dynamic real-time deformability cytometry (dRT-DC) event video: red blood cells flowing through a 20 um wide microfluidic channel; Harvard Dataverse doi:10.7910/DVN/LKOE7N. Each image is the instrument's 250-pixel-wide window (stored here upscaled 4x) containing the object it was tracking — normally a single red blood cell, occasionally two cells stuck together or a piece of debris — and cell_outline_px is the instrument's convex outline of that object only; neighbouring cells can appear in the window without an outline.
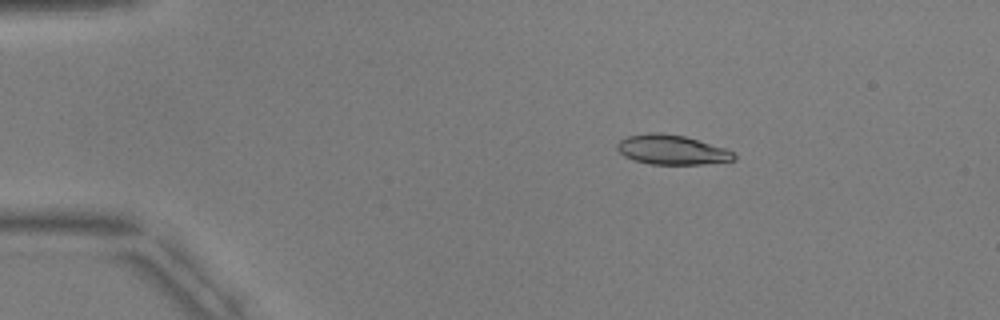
{"species": "common noctule bat (a hibernating species)", "species_latin": "Nyctalus noctula", "temperature_condition": "warm", "stored_images_in_passage": 55, "camera_frame_rate_fps": 3000, "um_per_image_px": 0.085, "animal": {"sex": "male", "body_mass_g": 17.9, "forearm_length_mm": 54.2}, "frame": {"image": 1, "passage_image": 10, "time_ms": 3.0, "image_size_px": [1000, 320], "cell_outline_px": [[736, 160], [704, 164], [648, 164], [624, 156], [616, 148], [616, 144], [620, 140], [628, 136], [648, 132], [660, 132], [684, 136], [724, 148], [736, 152]], "centroid_in_image_um": [57.11, 12.73], "position_along_channel_um": 27.9, "area_um2": 20.17}}
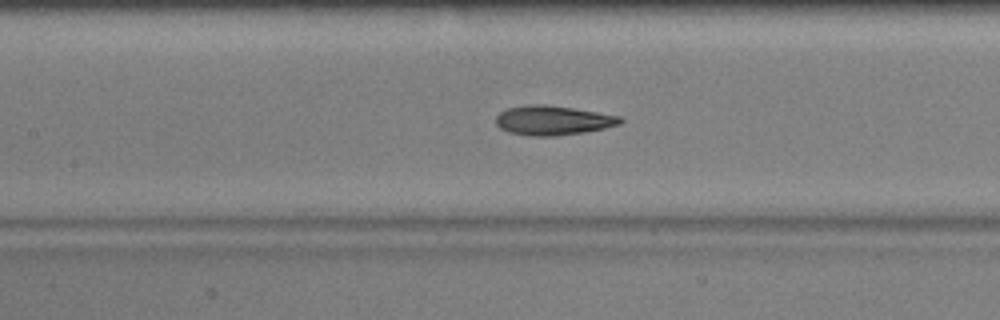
{"frame": {"image": 2, "passage_image": 26, "time_ms": 8.333, "image_size_px": [1000, 320], "cell_outline_px": [[624, 120], [620, 124], [604, 128], [584, 132], [552, 136], [532, 136], [508, 132], [500, 128], [496, 124], [496, 116], [500, 112], [508, 108], [536, 104], [544, 104], [572, 108], [620, 116]], "centroid_in_image_um": [46.99, 10.23], "position_along_channel_um": 160.4, "area_um2": 21.1}}
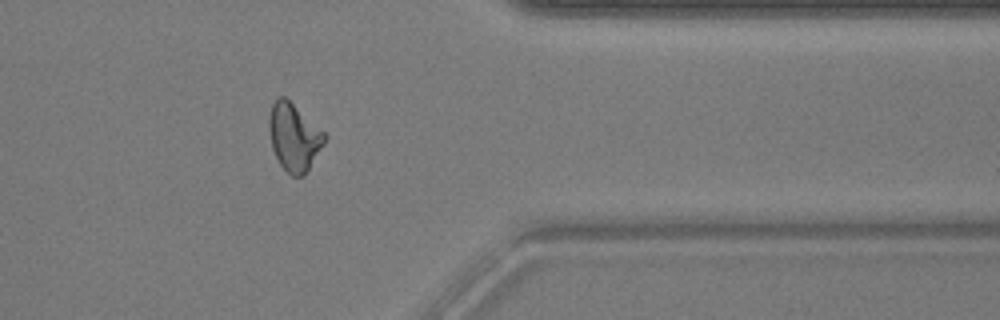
{"frame": {"image": 3, "passage_image": 45, "time_ms": 14.667, "image_size_px": [1000, 320], "cell_outline_px": [[328, 136], [324, 144], [304, 176], [292, 176], [280, 164], [272, 148], [268, 128], [268, 116], [272, 104], [276, 96], [284, 96], [324, 132]], "centroid_in_image_um": [24.97, 11.64], "position_along_channel_um": 386.4, "area_um2": 21.73}, "authors_computed_cell_mechanics": {"area_um2": 21.097, "velocity_mm_per_s": 3.7623, "shape_relaxation_time_tau1_ms": 5.3102, "shape_relaxation_time_tau2_ms": 2.0971, "deformation_change_tau1": 0.1777, "deformation_change_tau2": 0.0916}}